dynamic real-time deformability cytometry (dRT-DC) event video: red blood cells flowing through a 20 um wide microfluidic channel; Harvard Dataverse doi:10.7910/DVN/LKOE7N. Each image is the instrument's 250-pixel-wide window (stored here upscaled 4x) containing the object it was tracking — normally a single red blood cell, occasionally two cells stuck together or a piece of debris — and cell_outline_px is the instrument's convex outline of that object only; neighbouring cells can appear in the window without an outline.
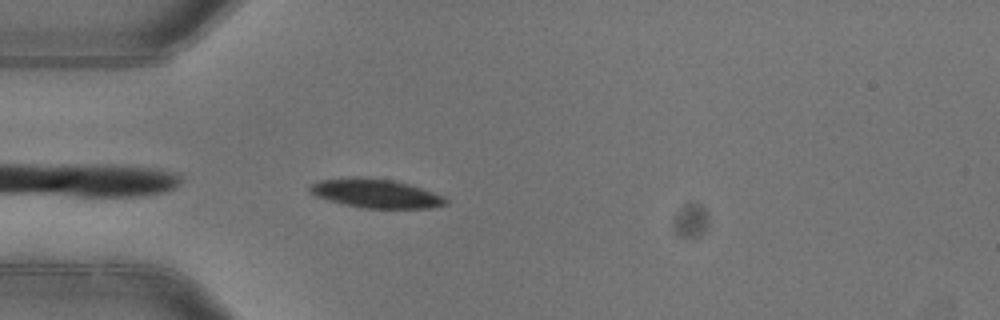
{"species": "common noctule bat (a hibernating species)", "species_latin": "Nyctalus noctula", "temperature_condition": "warm", "stored_images_in_passage": 5, "camera_frame_rate_fps": 3000, "um_per_image_px": 0.085, "animal": {"sex": "female"}, "frame": {"image": 1, "passage_image": 5, "time_ms": 1.333, "image_size_px": [1000, 320], "cell_outline_px": [[448, 204], [428, 208], [364, 208], [344, 204], [328, 200], [316, 196], [308, 192], [308, 188], [312, 184], [320, 180], [352, 176], [356, 176], [396, 180], [444, 196], [448, 200]], "centroid_in_image_um": [31.92, 16.43], "position_along_channel_um": 53.1, "area_um2": 22.95}}